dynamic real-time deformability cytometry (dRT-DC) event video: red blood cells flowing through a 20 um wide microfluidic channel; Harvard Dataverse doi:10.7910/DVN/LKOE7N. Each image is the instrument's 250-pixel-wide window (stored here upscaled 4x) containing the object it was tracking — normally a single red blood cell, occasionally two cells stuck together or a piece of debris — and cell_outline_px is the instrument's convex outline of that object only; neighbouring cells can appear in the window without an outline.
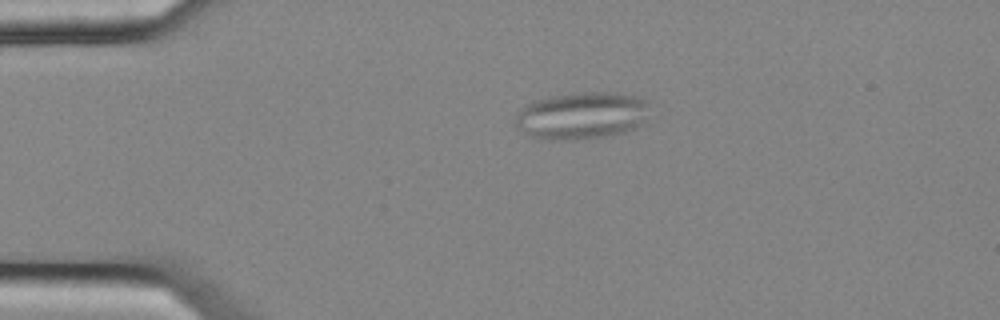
{"species": "common noctule bat (a hibernating species)", "species_latin": "Nyctalus noctula", "temperature_condition": "cold", "stored_images_in_passage": 48, "camera_frame_rate_fps": 3000, "um_per_image_px": 0.085, "animal": {"sex": "female", "body_mass_g": 25.1}, "frame": {"image": 1, "passage_image": 5, "time_ms": 1.333, "image_size_px": [1000, 320], "cell_outline_px": [[648, 100], [636, 124], [632, 128], [624, 132], [604, 136], [572, 140], [552, 140], [532, 136], [524, 132], [516, 124], [516, 116], [520, 108], [524, 104], [532, 100], [552, 96], [584, 92], [608, 92], [632, 96]], "centroid_in_image_um": [49.3, 9.82], "position_along_channel_um": 35.7, "area_um2": 35.78}}
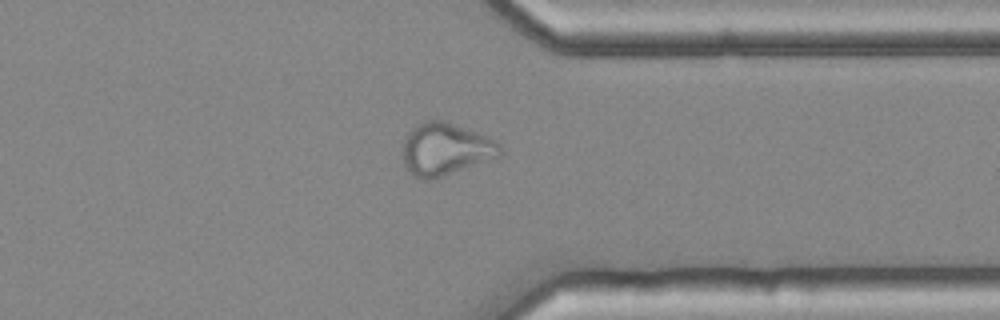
{"frame": {"image": 2, "passage_image": 36, "time_ms": 11.667, "image_size_px": [1000, 320], "cell_outline_px": [[500, 156], [432, 180], [424, 180], [412, 176], [404, 168], [404, 140], [408, 132], [412, 128], [424, 120], [444, 120], [488, 136], [496, 140], [500, 144]], "centroid_in_image_um": [37.84, 12.68], "position_along_channel_um": 373.6, "area_um2": 29.77}}
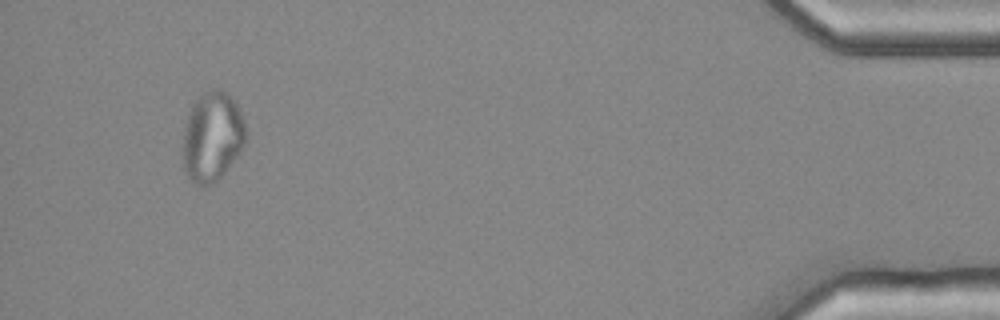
{"frame": {"image": 3, "passage_image": 45, "time_ms": 14.667, "image_size_px": [1000, 320], "cell_outline_px": [[244, 144], [220, 176], [212, 184], [196, 184], [184, 172], [184, 128], [188, 112], [192, 104], [204, 92], [212, 88], [220, 88], [232, 96], [244, 120]], "centroid_in_image_um": [18.02, 11.55], "position_along_channel_um": 417.2, "area_um2": 32.14}, "authors_computed_cell_mechanics": {"area_um2": 29.8537, "velocity_mm_per_s": 3.6802, "shape_relaxation_time_tau1_ms": null, "shape_relaxation_time_tau2_ms": 3.5378, "deformation_change_tau1": null, "deformation_change_tau2": 0.1008}}